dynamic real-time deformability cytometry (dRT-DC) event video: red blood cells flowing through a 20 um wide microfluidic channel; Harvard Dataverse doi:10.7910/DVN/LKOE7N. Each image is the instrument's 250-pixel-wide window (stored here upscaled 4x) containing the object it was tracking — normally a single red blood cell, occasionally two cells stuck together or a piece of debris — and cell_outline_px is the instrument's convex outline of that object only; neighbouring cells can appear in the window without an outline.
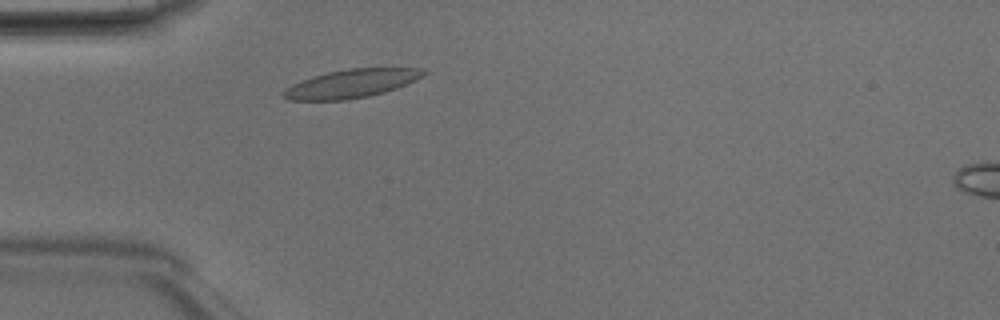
{"species": "Egyptian fruit bat (a non-hibernating species)", "species_latin": "Rousettus aegyptiacus", "temperature_condition": "room temperature", "stored_images_in_passage": 40, "camera_frame_rate_fps": 3000, "um_per_image_px": 0.085, "animal": {"sex": "male"}, "frame": {"image": 1, "passage_image": 6, "time_ms": 1.667, "image_size_px": [1000, 320], "cell_outline_px": [[428, 72], [396, 88], [384, 92], [368, 96], [348, 100], [288, 100], [280, 96], [280, 92], [292, 84], [312, 76], [328, 72], [348, 68], [420, 68]], "centroid_in_image_um": [29.77, 7.11], "position_along_channel_um": 55.2, "area_um2": 23.06}}
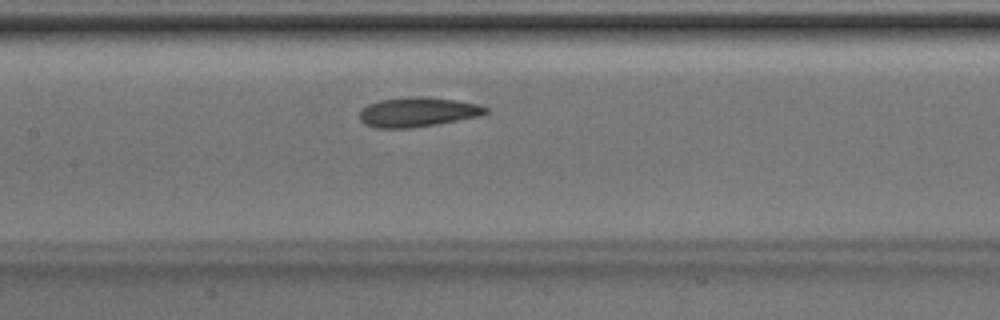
{"frame": {"image": 2, "passage_image": 15, "time_ms": 4.667, "image_size_px": [1000, 320], "cell_outline_px": [[488, 112], [480, 116], [412, 128], [376, 128], [364, 124], [360, 120], [360, 112], [368, 104], [380, 100], [408, 96], [416, 96], [460, 100], [476, 104], [488, 108]], "centroid_in_image_um": [35.49, 9.52], "position_along_channel_um": 171.9, "area_um2": 21.68}}
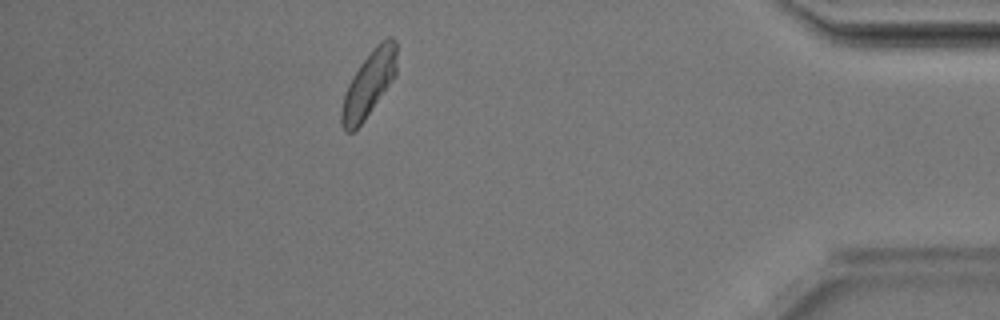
{"frame": {"image": 3, "passage_image": 35, "time_ms": 11.333, "image_size_px": [1000, 320], "cell_outline_px": [[396, 76], [364, 120], [352, 132], [344, 132], [340, 124], [340, 112], [344, 96], [348, 84], [352, 76], [360, 64], [376, 44], [380, 40], [388, 36], [392, 36], [396, 44]], "centroid_in_image_um": [31.34, 7.13], "position_along_channel_um": 403.9, "area_um2": 21.1}, "authors_computed_cell_mechanics": {"area_um2": 21.4438, "velocity_mm_per_s": 4.1482, "shape_relaxation_time_tau1_ms": 6.2062, "shape_relaxation_time_tau2_ms": 3.9695, "deformation_change_tau1": 0.1395, "deformation_change_tau2": 0.0913}}